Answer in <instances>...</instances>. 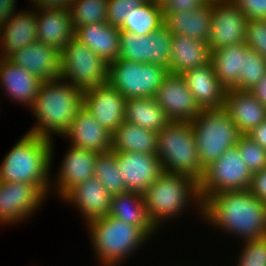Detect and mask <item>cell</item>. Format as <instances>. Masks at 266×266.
Returning a JSON list of instances; mask_svg holds the SVG:
<instances>
[{
	"label": "cell",
	"instance_id": "6da1fadb",
	"mask_svg": "<svg viewBox=\"0 0 266 266\" xmlns=\"http://www.w3.org/2000/svg\"><path fill=\"white\" fill-rule=\"evenodd\" d=\"M205 222L243 241L266 237V202L249 190L222 191L203 202Z\"/></svg>",
	"mask_w": 266,
	"mask_h": 266
},
{
	"label": "cell",
	"instance_id": "7a4b0ae2",
	"mask_svg": "<svg viewBox=\"0 0 266 266\" xmlns=\"http://www.w3.org/2000/svg\"><path fill=\"white\" fill-rule=\"evenodd\" d=\"M83 105L84 91L80 88L62 78L43 81L30 108L38 122L28 132L51 141L53 133L64 136Z\"/></svg>",
	"mask_w": 266,
	"mask_h": 266
},
{
	"label": "cell",
	"instance_id": "3957f363",
	"mask_svg": "<svg viewBox=\"0 0 266 266\" xmlns=\"http://www.w3.org/2000/svg\"><path fill=\"white\" fill-rule=\"evenodd\" d=\"M53 147V141L25 133L1 162L0 180L31 183L47 197L52 183L49 171L53 162Z\"/></svg>",
	"mask_w": 266,
	"mask_h": 266
},
{
	"label": "cell",
	"instance_id": "277c9868",
	"mask_svg": "<svg viewBox=\"0 0 266 266\" xmlns=\"http://www.w3.org/2000/svg\"><path fill=\"white\" fill-rule=\"evenodd\" d=\"M143 198L147 214L157 229L166 219L179 216L186 206L194 202L199 215H203L199 185L191 176L163 171L143 193Z\"/></svg>",
	"mask_w": 266,
	"mask_h": 266
},
{
	"label": "cell",
	"instance_id": "5b68a950",
	"mask_svg": "<svg viewBox=\"0 0 266 266\" xmlns=\"http://www.w3.org/2000/svg\"><path fill=\"white\" fill-rule=\"evenodd\" d=\"M86 226L101 266H120L151 239L141 228L109 215L91 220Z\"/></svg>",
	"mask_w": 266,
	"mask_h": 266
},
{
	"label": "cell",
	"instance_id": "8992f818",
	"mask_svg": "<svg viewBox=\"0 0 266 266\" xmlns=\"http://www.w3.org/2000/svg\"><path fill=\"white\" fill-rule=\"evenodd\" d=\"M157 156L163 171L191 176L199 182L203 168L191 122L170 121L157 133Z\"/></svg>",
	"mask_w": 266,
	"mask_h": 266
},
{
	"label": "cell",
	"instance_id": "52a82bcc",
	"mask_svg": "<svg viewBox=\"0 0 266 266\" xmlns=\"http://www.w3.org/2000/svg\"><path fill=\"white\" fill-rule=\"evenodd\" d=\"M200 162L205 169L230 147L237 145L241 133L224 109H202L191 121Z\"/></svg>",
	"mask_w": 266,
	"mask_h": 266
},
{
	"label": "cell",
	"instance_id": "ba28073f",
	"mask_svg": "<svg viewBox=\"0 0 266 266\" xmlns=\"http://www.w3.org/2000/svg\"><path fill=\"white\" fill-rule=\"evenodd\" d=\"M168 74V69L161 65L119 57L109 64L108 82L126 99L154 97Z\"/></svg>",
	"mask_w": 266,
	"mask_h": 266
},
{
	"label": "cell",
	"instance_id": "9c48e42d",
	"mask_svg": "<svg viewBox=\"0 0 266 266\" xmlns=\"http://www.w3.org/2000/svg\"><path fill=\"white\" fill-rule=\"evenodd\" d=\"M108 72L109 65L76 37L61 51V78L82 91L108 83Z\"/></svg>",
	"mask_w": 266,
	"mask_h": 266
},
{
	"label": "cell",
	"instance_id": "30bf717a",
	"mask_svg": "<svg viewBox=\"0 0 266 266\" xmlns=\"http://www.w3.org/2000/svg\"><path fill=\"white\" fill-rule=\"evenodd\" d=\"M253 175L237 145L228 148L218 160L205 168L198 182L202 202L214 193L248 190Z\"/></svg>",
	"mask_w": 266,
	"mask_h": 266
},
{
	"label": "cell",
	"instance_id": "8fae6325",
	"mask_svg": "<svg viewBox=\"0 0 266 266\" xmlns=\"http://www.w3.org/2000/svg\"><path fill=\"white\" fill-rule=\"evenodd\" d=\"M46 196L33 184L2 181L0 224L12 225L28 219L43 204ZM41 204V205H40Z\"/></svg>",
	"mask_w": 266,
	"mask_h": 266
},
{
	"label": "cell",
	"instance_id": "7c38bea8",
	"mask_svg": "<svg viewBox=\"0 0 266 266\" xmlns=\"http://www.w3.org/2000/svg\"><path fill=\"white\" fill-rule=\"evenodd\" d=\"M247 21L234 1H212V24L207 41L210 51L245 42Z\"/></svg>",
	"mask_w": 266,
	"mask_h": 266
},
{
	"label": "cell",
	"instance_id": "4fadbf2b",
	"mask_svg": "<svg viewBox=\"0 0 266 266\" xmlns=\"http://www.w3.org/2000/svg\"><path fill=\"white\" fill-rule=\"evenodd\" d=\"M170 121L191 122L201 112L181 74L169 73L154 95Z\"/></svg>",
	"mask_w": 266,
	"mask_h": 266
},
{
	"label": "cell",
	"instance_id": "5bb4252c",
	"mask_svg": "<svg viewBox=\"0 0 266 266\" xmlns=\"http://www.w3.org/2000/svg\"><path fill=\"white\" fill-rule=\"evenodd\" d=\"M126 98L109 82L84 91V107L111 134L125 121Z\"/></svg>",
	"mask_w": 266,
	"mask_h": 266
},
{
	"label": "cell",
	"instance_id": "9a60e30c",
	"mask_svg": "<svg viewBox=\"0 0 266 266\" xmlns=\"http://www.w3.org/2000/svg\"><path fill=\"white\" fill-rule=\"evenodd\" d=\"M115 156L127 191L143 194L163 172L156 154L115 152Z\"/></svg>",
	"mask_w": 266,
	"mask_h": 266
},
{
	"label": "cell",
	"instance_id": "2e32d148",
	"mask_svg": "<svg viewBox=\"0 0 266 266\" xmlns=\"http://www.w3.org/2000/svg\"><path fill=\"white\" fill-rule=\"evenodd\" d=\"M7 59L43 81L61 78V51L38 41L22 47Z\"/></svg>",
	"mask_w": 266,
	"mask_h": 266
},
{
	"label": "cell",
	"instance_id": "e0dca14e",
	"mask_svg": "<svg viewBox=\"0 0 266 266\" xmlns=\"http://www.w3.org/2000/svg\"><path fill=\"white\" fill-rule=\"evenodd\" d=\"M67 151L63 161H61L59 173L56 172L57 182L50 184L51 189L53 187L55 191L56 188V193L58 192L60 199L74 186L94 177V167L98 154L96 151L71 145Z\"/></svg>",
	"mask_w": 266,
	"mask_h": 266
},
{
	"label": "cell",
	"instance_id": "ac0fdd59",
	"mask_svg": "<svg viewBox=\"0 0 266 266\" xmlns=\"http://www.w3.org/2000/svg\"><path fill=\"white\" fill-rule=\"evenodd\" d=\"M61 199L64 200L63 202H69L70 205H75L87 224L91 220L109 214L112 195L98 179L92 177L74 186Z\"/></svg>",
	"mask_w": 266,
	"mask_h": 266
},
{
	"label": "cell",
	"instance_id": "d6986e66",
	"mask_svg": "<svg viewBox=\"0 0 266 266\" xmlns=\"http://www.w3.org/2000/svg\"><path fill=\"white\" fill-rule=\"evenodd\" d=\"M43 80L31 74L28 69L18 67L7 58H0V88L5 89L14 103L32 107ZM17 101V102H16Z\"/></svg>",
	"mask_w": 266,
	"mask_h": 266
},
{
	"label": "cell",
	"instance_id": "ffe728a7",
	"mask_svg": "<svg viewBox=\"0 0 266 266\" xmlns=\"http://www.w3.org/2000/svg\"><path fill=\"white\" fill-rule=\"evenodd\" d=\"M64 138H69V145L96 151L108 152L112 148V134L83 106L74 117Z\"/></svg>",
	"mask_w": 266,
	"mask_h": 266
},
{
	"label": "cell",
	"instance_id": "44dd1931",
	"mask_svg": "<svg viewBox=\"0 0 266 266\" xmlns=\"http://www.w3.org/2000/svg\"><path fill=\"white\" fill-rule=\"evenodd\" d=\"M182 76L201 109L224 107L226 89L217 79L211 61L185 71Z\"/></svg>",
	"mask_w": 266,
	"mask_h": 266
},
{
	"label": "cell",
	"instance_id": "7402d4cb",
	"mask_svg": "<svg viewBox=\"0 0 266 266\" xmlns=\"http://www.w3.org/2000/svg\"><path fill=\"white\" fill-rule=\"evenodd\" d=\"M241 135H247L266 120V107L250 91L227 89L223 107Z\"/></svg>",
	"mask_w": 266,
	"mask_h": 266
},
{
	"label": "cell",
	"instance_id": "603a6c76",
	"mask_svg": "<svg viewBox=\"0 0 266 266\" xmlns=\"http://www.w3.org/2000/svg\"><path fill=\"white\" fill-rule=\"evenodd\" d=\"M32 8H35L37 12V41L62 51L66 44L75 37L70 11Z\"/></svg>",
	"mask_w": 266,
	"mask_h": 266
},
{
	"label": "cell",
	"instance_id": "cb8c5ba5",
	"mask_svg": "<svg viewBox=\"0 0 266 266\" xmlns=\"http://www.w3.org/2000/svg\"><path fill=\"white\" fill-rule=\"evenodd\" d=\"M37 12L22 11L14 14L0 27V58H8L22 47L37 41ZM3 28V29H2Z\"/></svg>",
	"mask_w": 266,
	"mask_h": 266
},
{
	"label": "cell",
	"instance_id": "d4e9b609",
	"mask_svg": "<svg viewBox=\"0 0 266 266\" xmlns=\"http://www.w3.org/2000/svg\"><path fill=\"white\" fill-rule=\"evenodd\" d=\"M119 28L108 22L87 24L75 29V37L108 65L120 57Z\"/></svg>",
	"mask_w": 266,
	"mask_h": 266
},
{
	"label": "cell",
	"instance_id": "484cf974",
	"mask_svg": "<svg viewBox=\"0 0 266 266\" xmlns=\"http://www.w3.org/2000/svg\"><path fill=\"white\" fill-rule=\"evenodd\" d=\"M164 24L173 35H185L207 42L212 24V1L204 6L163 15Z\"/></svg>",
	"mask_w": 266,
	"mask_h": 266
},
{
	"label": "cell",
	"instance_id": "4316f807",
	"mask_svg": "<svg viewBox=\"0 0 266 266\" xmlns=\"http://www.w3.org/2000/svg\"><path fill=\"white\" fill-rule=\"evenodd\" d=\"M211 60L207 42L185 35H173L169 73L183 74L185 71L203 66Z\"/></svg>",
	"mask_w": 266,
	"mask_h": 266
},
{
	"label": "cell",
	"instance_id": "83f0119b",
	"mask_svg": "<svg viewBox=\"0 0 266 266\" xmlns=\"http://www.w3.org/2000/svg\"><path fill=\"white\" fill-rule=\"evenodd\" d=\"M109 216L141 228L149 237L158 229L151 222L143 194L126 191L112 195Z\"/></svg>",
	"mask_w": 266,
	"mask_h": 266
},
{
	"label": "cell",
	"instance_id": "f1b7e54d",
	"mask_svg": "<svg viewBox=\"0 0 266 266\" xmlns=\"http://www.w3.org/2000/svg\"><path fill=\"white\" fill-rule=\"evenodd\" d=\"M249 49L245 42L223 46L211 52V63L220 84L227 89H237L243 72L244 54Z\"/></svg>",
	"mask_w": 266,
	"mask_h": 266
},
{
	"label": "cell",
	"instance_id": "f546056e",
	"mask_svg": "<svg viewBox=\"0 0 266 266\" xmlns=\"http://www.w3.org/2000/svg\"><path fill=\"white\" fill-rule=\"evenodd\" d=\"M157 133L124 121L112 134V151L157 154Z\"/></svg>",
	"mask_w": 266,
	"mask_h": 266
},
{
	"label": "cell",
	"instance_id": "4dcf8cb0",
	"mask_svg": "<svg viewBox=\"0 0 266 266\" xmlns=\"http://www.w3.org/2000/svg\"><path fill=\"white\" fill-rule=\"evenodd\" d=\"M125 121L154 132H159L170 122L154 97L126 99Z\"/></svg>",
	"mask_w": 266,
	"mask_h": 266
},
{
	"label": "cell",
	"instance_id": "1f68e13d",
	"mask_svg": "<svg viewBox=\"0 0 266 266\" xmlns=\"http://www.w3.org/2000/svg\"><path fill=\"white\" fill-rule=\"evenodd\" d=\"M164 24L162 4L145 1L134 9L123 24L120 31L132 32L136 35H148Z\"/></svg>",
	"mask_w": 266,
	"mask_h": 266
},
{
	"label": "cell",
	"instance_id": "d6a6232c",
	"mask_svg": "<svg viewBox=\"0 0 266 266\" xmlns=\"http://www.w3.org/2000/svg\"><path fill=\"white\" fill-rule=\"evenodd\" d=\"M94 177L111 194L116 195L127 191L124 179H121L120 171L116 165L115 151L98 153L94 167Z\"/></svg>",
	"mask_w": 266,
	"mask_h": 266
},
{
	"label": "cell",
	"instance_id": "836d02e7",
	"mask_svg": "<svg viewBox=\"0 0 266 266\" xmlns=\"http://www.w3.org/2000/svg\"><path fill=\"white\" fill-rule=\"evenodd\" d=\"M108 0H74L69 9L74 29L107 22Z\"/></svg>",
	"mask_w": 266,
	"mask_h": 266
},
{
	"label": "cell",
	"instance_id": "e575fe53",
	"mask_svg": "<svg viewBox=\"0 0 266 266\" xmlns=\"http://www.w3.org/2000/svg\"><path fill=\"white\" fill-rule=\"evenodd\" d=\"M120 58L140 63H150V41L148 35H136L121 31Z\"/></svg>",
	"mask_w": 266,
	"mask_h": 266
},
{
	"label": "cell",
	"instance_id": "d590c367",
	"mask_svg": "<svg viewBox=\"0 0 266 266\" xmlns=\"http://www.w3.org/2000/svg\"><path fill=\"white\" fill-rule=\"evenodd\" d=\"M266 74V59L254 50L248 49L244 54L243 72L238 79L239 91H251Z\"/></svg>",
	"mask_w": 266,
	"mask_h": 266
},
{
	"label": "cell",
	"instance_id": "8d00e7d4",
	"mask_svg": "<svg viewBox=\"0 0 266 266\" xmlns=\"http://www.w3.org/2000/svg\"><path fill=\"white\" fill-rule=\"evenodd\" d=\"M173 34L163 24L158 29L148 34L150 41V63L170 69L171 44Z\"/></svg>",
	"mask_w": 266,
	"mask_h": 266
},
{
	"label": "cell",
	"instance_id": "74e56055",
	"mask_svg": "<svg viewBox=\"0 0 266 266\" xmlns=\"http://www.w3.org/2000/svg\"><path fill=\"white\" fill-rule=\"evenodd\" d=\"M238 150L251 172L254 174L266 168V150L247 135H241L237 142Z\"/></svg>",
	"mask_w": 266,
	"mask_h": 266
},
{
	"label": "cell",
	"instance_id": "f35d334b",
	"mask_svg": "<svg viewBox=\"0 0 266 266\" xmlns=\"http://www.w3.org/2000/svg\"><path fill=\"white\" fill-rule=\"evenodd\" d=\"M237 266H266V237L243 243Z\"/></svg>",
	"mask_w": 266,
	"mask_h": 266
},
{
	"label": "cell",
	"instance_id": "ab89813d",
	"mask_svg": "<svg viewBox=\"0 0 266 266\" xmlns=\"http://www.w3.org/2000/svg\"><path fill=\"white\" fill-rule=\"evenodd\" d=\"M146 0H108L107 22L119 28L126 18Z\"/></svg>",
	"mask_w": 266,
	"mask_h": 266
},
{
	"label": "cell",
	"instance_id": "60d3db41",
	"mask_svg": "<svg viewBox=\"0 0 266 266\" xmlns=\"http://www.w3.org/2000/svg\"><path fill=\"white\" fill-rule=\"evenodd\" d=\"M245 43L266 59V20L248 19Z\"/></svg>",
	"mask_w": 266,
	"mask_h": 266
},
{
	"label": "cell",
	"instance_id": "b9f144b4",
	"mask_svg": "<svg viewBox=\"0 0 266 266\" xmlns=\"http://www.w3.org/2000/svg\"><path fill=\"white\" fill-rule=\"evenodd\" d=\"M248 19L266 20V0H233Z\"/></svg>",
	"mask_w": 266,
	"mask_h": 266
},
{
	"label": "cell",
	"instance_id": "7bdbcfd3",
	"mask_svg": "<svg viewBox=\"0 0 266 266\" xmlns=\"http://www.w3.org/2000/svg\"><path fill=\"white\" fill-rule=\"evenodd\" d=\"M210 0H165L162 4L163 15H171L181 10L195 9L204 6Z\"/></svg>",
	"mask_w": 266,
	"mask_h": 266
},
{
	"label": "cell",
	"instance_id": "ee69618b",
	"mask_svg": "<svg viewBox=\"0 0 266 266\" xmlns=\"http://www.w3.org/2000/svg\"><path fill=\"white\" fill-rule=\"evenodd\" d=\"M248 190L258 199L266 202V168L254 173Z\"/></svg>",
	"mask_w": 266,
	"mask_h": 266
},
{
	"label": "cell",
	"instance_id": "f6af8a7d",
	"mask_svg": "<svg viewBox=\"0 0 266 266\" xmlns=\"http://www.w3.org/2000/svg\"><path fill=\"white\" fill-rule=\"evenodd\" d=\"M74 0H32L30 4L39 9H66L69 10Z\"/></svg>",
	"mask_w": 266,
	"mask_h": 266
},
{
	"label": "cell",
	"instance_id": "bcb514c9",
	"mask_svg": "<svg viewBox=\"0 0 266 266\" xmlns=\"http://www.w3.org/2000/svg\"><path fill=\"white\" fill-rule=\"evenodd\" d=\"M16 0H0V27L16 13Z\"/></svg>",
	"mask_w": 266,
	"mask_h": 266
},
{
	"label": "cell",
	"instance_id": "7dc6e473",
	"mask_svg": "<svg viewBox=\"0 0 266 266\" xmlns=\"http://www.w3.org/2000/svg\"><path fill=\"white\" fill-rule=\"evenodd\" d=\"M247 136L266 150V120L250 131Z\"/></svg>",
	"mask_w": 266,
	"mask_h": 266
},
{
	"label": "cell",
	"instance_id": "c3c4849f",
	"mask_svg": "<svg viewBox=\"0 0 266 266\" xmlns=\"http://www.w3.org/2000/svg\"><path fill=\"white\" fill-rule=\"evenodd\" d=\"M250 92L261 104L266 107V74L260 79V81Z\"/></svg>",
	"mask_w": 266,
	"mask_h": 266
},
{
	"label": "cell",
	"instance_id": "681fc988",
	"mask_svg": "<svg viewBox=\"0 0 266 266\" xmlns=\"http://www.w3.org/2000/svg\"><path fill=\"white\" fill-rule=\"evenodd\" d=\"M147 1L154 2V3H158V4H163V2L165 0H147Z\"/></svg>",
	"mask_w": 266,
	"mask_h": 266
},
{
	"label": "cell",
	"instance_id": "f907efd6",
	"mask_svg": "<svg viewBox=\"0 0 266 266\" xmlns=\"http://www.w3.org/2000/svg\"><path fill=\"white\" fill-rule=\"evenodd\" d=\"M210 1H233V0H210Z\"/></svg>",
	"mask_w": 266,
	"mask_h": 266
}]
</instances>
